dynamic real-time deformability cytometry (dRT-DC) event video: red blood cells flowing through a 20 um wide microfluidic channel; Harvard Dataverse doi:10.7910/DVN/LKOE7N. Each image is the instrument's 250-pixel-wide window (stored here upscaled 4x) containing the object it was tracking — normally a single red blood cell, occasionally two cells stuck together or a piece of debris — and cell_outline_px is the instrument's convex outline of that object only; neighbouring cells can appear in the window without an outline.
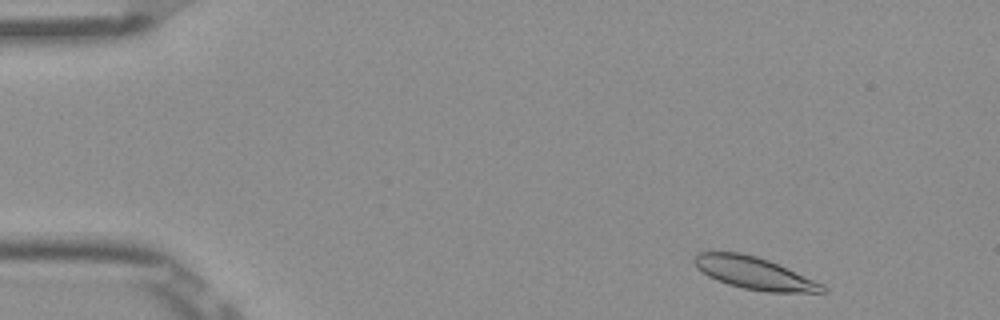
{"species": "Egyptian fruit bat (a non-hibernating species)", "species_latin": "Rousettus aegyptiacus", "temperature_condition": "room temperature", "stored_images_in_passage": 51, "segment_of_instrument_passage": [1, 2], "camera_frame_rate_fps": 3000, "um_per_image_px": 0.085, "frame": {"image": 1, "passage_image": 3, "time_ms": 0.667, "image_size_px": [1000, 320], "cell_outline_px": [[828, 292], [764, 292], [744, 288], [728, 284], [716, 280], [708, 276], [696, 268], [692, 260], [700, 252], [740, 252], [756, 256], [768, 260], [824, 284], [828, 288]], "centroid_in_image_um": [64.11, 23.22], "position_along_channel_um": 20.9, "area_um2": 24.04}}
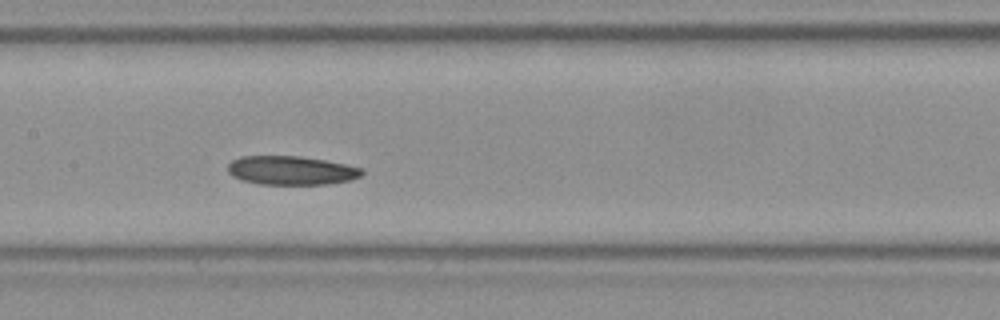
{"frame": {"image": 2, "passage_image": 23, "time_ms": 7.333, "image_size_px": [1000, 320], "cell_outline_px": [[364, 172], [360, 176], [352, 180], [328, 184], [260, 184], [240, 180], [232, 176], [228, 172], [228, 164], [232, 160], [240, 156], [300, 156], [324, 160], [364, 168]], "centroid_in_image_um": [24.75, 14.48], "position_along_channel_um": 182.7, "area_um2": 22.66}}
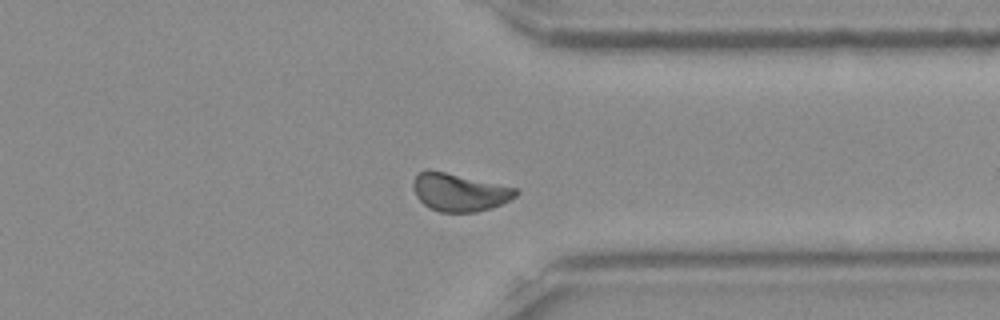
{"frame": {"image": 3, "passage_image": 38, "time_ms": 12.333, "image_size_px": [1000, 320], "cell_outline_px": [[520, 192], [516, 196], [492, 208], [476, 212], [440, 212], [428, 208], [416, 196], [412, 188], [412, 180], [420, 172], [428, 168], [516, 188]], "centroid_in_image_um": [39.0, 16.34], "position_along_channel_um": 372.4, "area_um2": 22.66}}